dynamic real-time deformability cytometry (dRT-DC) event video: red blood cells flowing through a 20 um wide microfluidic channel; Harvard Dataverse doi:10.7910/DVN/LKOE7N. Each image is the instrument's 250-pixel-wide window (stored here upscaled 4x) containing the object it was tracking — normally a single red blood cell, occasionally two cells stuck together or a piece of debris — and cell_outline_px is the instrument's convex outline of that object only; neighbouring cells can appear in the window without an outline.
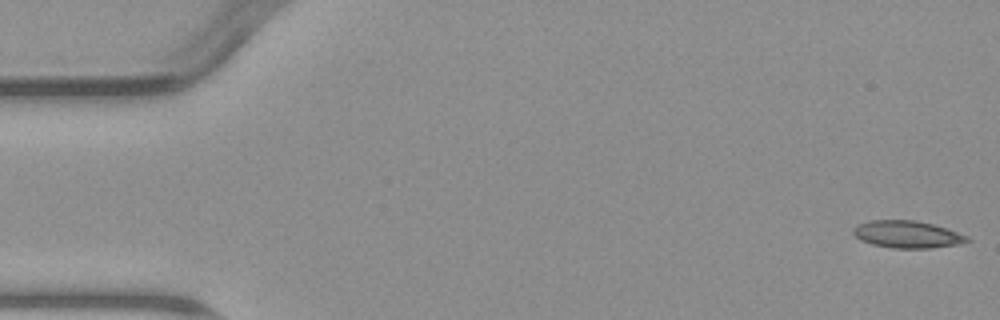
{"species": "common noctule bat (a hibernating species)", "species_latin": "Nyctalus noctula", "temperature_condition": "warm", "stored_images_in_passage": 5, "camera_frame_rate_fps": 3000, "um_per_image_px": 0.085, "animal": {"sex": "male", "body_mass_g": 23.1, "forearm_length_mm": 52.7}, "frame": {"image": 1, "passage_image": 1, "time_ms": 0.0, "image_size_px": [1000, 320], "cell_outline_px": [[972, 240], [960, 244], [932, 248], [892, 248], [872, 244], [860, 240], [852, 232], [852, 228], [868, 220], [916, 220], [932, 224], [968, 236]], "centroid_in_image_um": [77.11, 19.92], "position_along_channel_um": 7.9, "area_um2": 18.03}}
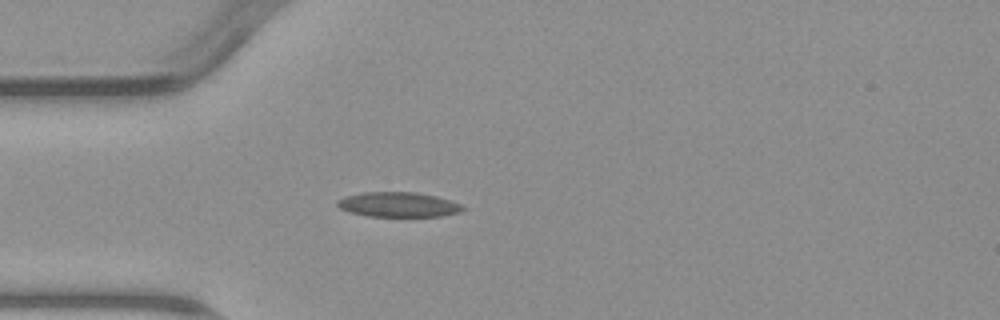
{"frame": {"image": 2, "passage_image": 5, "time_ms": 4.667, "image_size_px": [1000, 320], "cell_outline_px": [[468, 208], [460, 212], [440, 216], [368, 216], [348, 212], [340, 208], [336, 204], [336, 200], [344, 196], [364, 192], [416, 192], [436, 196], [460, 204]], "centroid_in_image_um": [33.83, 17.38], "position_along_channel_um": 51.2, "area_um2": 18.21}}